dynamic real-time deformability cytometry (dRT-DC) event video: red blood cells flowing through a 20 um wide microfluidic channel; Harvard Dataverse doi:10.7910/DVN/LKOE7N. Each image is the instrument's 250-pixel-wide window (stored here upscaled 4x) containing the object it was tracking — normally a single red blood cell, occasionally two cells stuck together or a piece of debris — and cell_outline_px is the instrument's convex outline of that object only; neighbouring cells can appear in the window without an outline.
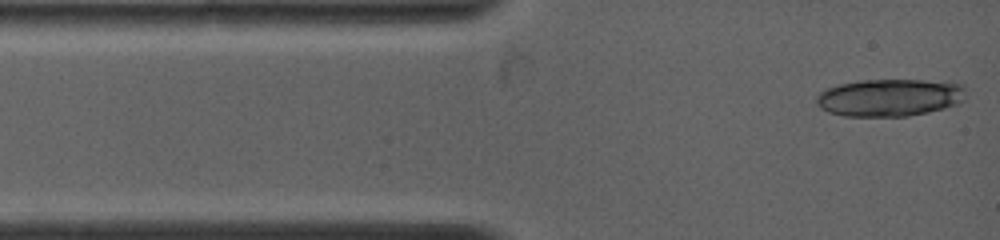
{"species": "common noctule bat (a hibernating species)", "species_latin": "Nyctalus noctula", "temperature_condition": "warm", "stored_images_in_passage": 6, "camera_frame_rate_fps": 4500, "um_per_image_px": 0.085, "animal": {"sex": "female", "body_mass_g": 19.0, "forearm_length_mm": 53.3}, "frame": {"image": 1, "passage_image": 1, "time_ms": 0.0, "image_size_px": [1000, 240], "cell_outline_px": [[964, 100], [956, 104], [944, 108], [928, 112], [908, 116], [844, 116], [828, 112], [820, 108], [816, 104], [816, 96], [820, 92], [828, 88], [840, 84], [860, 80], [948, 80], [964, 84]], "centroid_in_image_um": [75.65, 8.28], "position_along_channel_um": 9.4, "area_um2": 32.95}}